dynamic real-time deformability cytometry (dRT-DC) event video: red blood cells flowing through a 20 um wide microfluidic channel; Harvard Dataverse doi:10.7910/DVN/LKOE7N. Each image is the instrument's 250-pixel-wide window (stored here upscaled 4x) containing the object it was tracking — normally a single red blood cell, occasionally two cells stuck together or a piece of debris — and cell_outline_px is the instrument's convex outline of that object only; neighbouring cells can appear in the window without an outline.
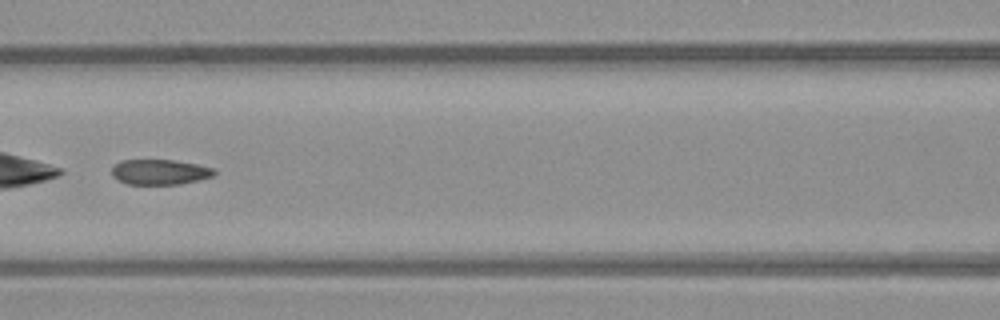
{"species": "common noctule bat (a hibernating species)", "species_latin": "Nyctalus noctula", "temperature_condition": "warm", "stored_images_in_passage": 53, "camera_frame_rate_fps": 3000, "um_per_image_px": 0.085, "animal": {"sex": "male", "body_mass_g": 23.1, "forearm_length_mm": 52.7}, "frame": {"image": 1, "passage_image": 23, "time_ms": 7.333, "image_size_px": [1000, 320], "cell_outline_px": [[216, 172], [212, 176], [180, 184], [128, 184], [116, 180], [112, 176], [112, 168], [120, 160], [172, 160], [196, 164], [212, 168]], "centroid_in_image_um": [13.53, 14.62], "position_along_channel_um": 153.1, "area_um2": 14.91}}